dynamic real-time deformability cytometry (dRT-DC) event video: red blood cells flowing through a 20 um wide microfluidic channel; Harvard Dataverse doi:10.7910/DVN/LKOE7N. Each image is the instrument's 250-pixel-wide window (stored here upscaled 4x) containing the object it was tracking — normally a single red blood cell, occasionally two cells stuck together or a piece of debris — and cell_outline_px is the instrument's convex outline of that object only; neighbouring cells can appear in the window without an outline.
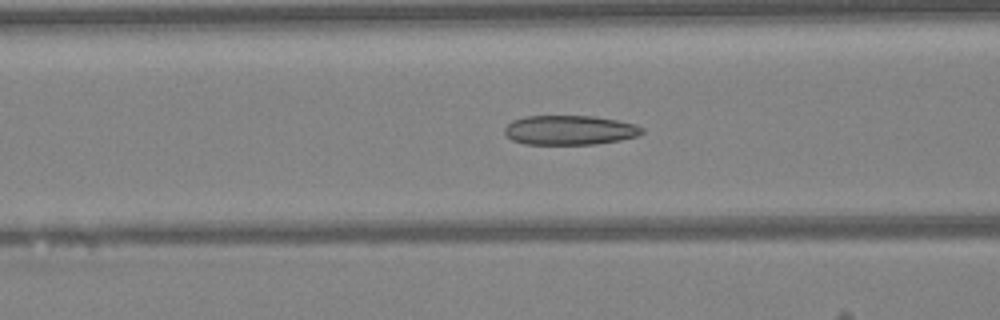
{"species": "Egyptian fruit bat (a non-hibernating species)", "species_latin": "Rousettus aegyptiacus", "temperature_condition": "warm", "stored_images_in_passage": 48, "camera_frame_rate_fps": 3000, "um_per_image_px": 0.085, "animal": {"sex": "female"}, "frame": {"image": 1, "passage_image": 19, "time_ms": 6.0, "image_size_px": [1000, 320], "cell_outline_px": [[644, 132], [636, 136], [620, 140], [596, 144], [524, 144], [512, 140], [504, 132], [504, 128], [512, 120], [528, 116], [592, 116], [616, 120], [636, 124], [644, 128]], "centroid_in_image_um": [48.43, 11.06], "position_along_channel_um": 118.2, "area_um2": 23.58}}
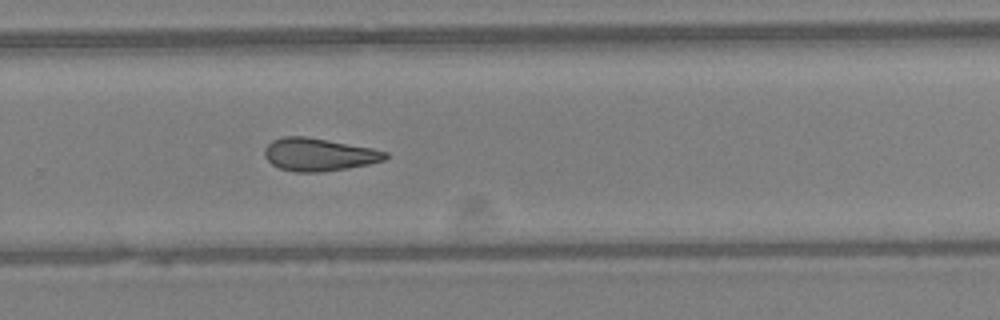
{"frame": {"image": 2, "passage_image": 32, "time_ms": 10.333, "image_size_px": [1000, 320], "cell_outline_px": [[388, 156], [384, 160], [368, 164], [348, 168], [320, 172], [296, 172], [280, 168], [272, 164], [264, 156], [264, 148], [272, 140], [284, 136], [304, 136], [328, 140], [372, 148], [388, 152]], "centroid_in_image_um": [27.08, 13.13], "position_along_channel_um": 302.7, "area_um2": 23.0}}
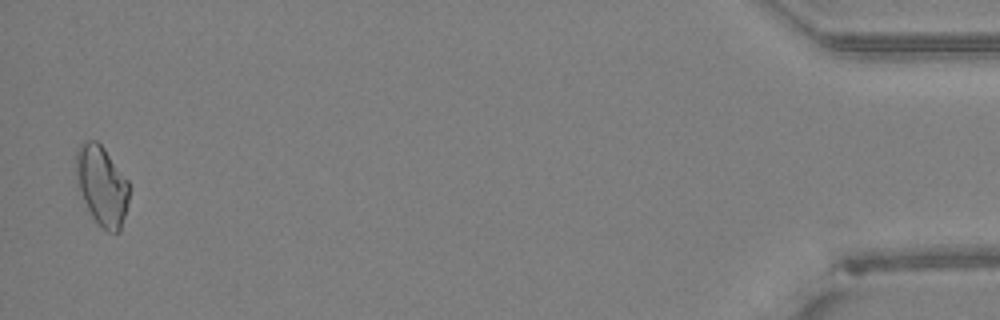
{"frame": {"image": 3, "passage_image": 47, "time_ms": 15.333, "image_size_px": [1000, 320], "cell_outline_px": [[128, 200], [120, 232], [108, 232], [92, 216], [84, 200], [80, 188], [76, 172], [76, 152], [80, 144], [84, 140], [96, 140], [104, 148], [128, 180]], "centroid_in_image_um": [8.67, 15.74], "position_along_channel_um": 426.5, "area_um2": 24.04}, "authors_computed_cell_mechanics": {"area_um2": 23.4957, "velocity_mm_per_s": 4.2636, "shape_relaxation_time_tau1_ms": null, "shape_relaxation_time_tau2_ms": 6.8728, "deformation_change_tau1": null, "deformation_change_tau2": 0.1689}}